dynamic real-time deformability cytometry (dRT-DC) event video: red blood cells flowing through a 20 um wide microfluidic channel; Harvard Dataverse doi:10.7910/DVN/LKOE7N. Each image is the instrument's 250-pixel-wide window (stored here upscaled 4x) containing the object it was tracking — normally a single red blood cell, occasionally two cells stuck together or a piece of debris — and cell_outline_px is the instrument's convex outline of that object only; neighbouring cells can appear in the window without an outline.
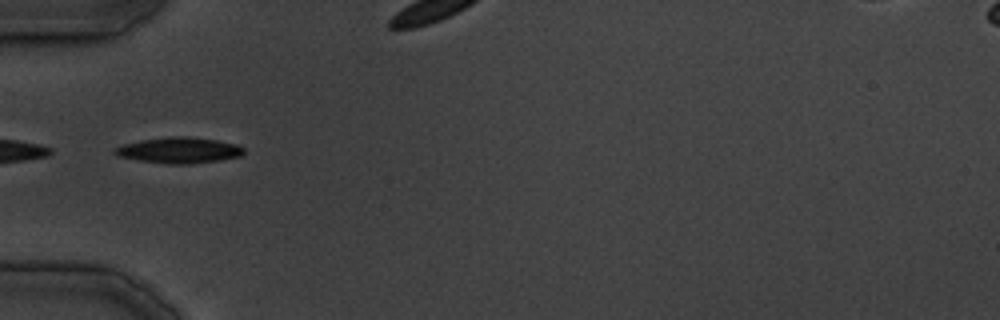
{"species": "common noctule bat (a hibernating species)", "species_latin": "Nyctalus noctula", "temperature_condition": "cold", "stored_images_in_passage": 14, "camera_frame_rate_fps": 3000, "um_per_image_px": 0.085, "animal": {"sex": "male", "body_mass_g": 19.5, "forearm_length_mm": 54.6}, "frame": {"image": 1, "passage_image": 1, "time_ms": 0.0, "image_size_px": [1000, 320], "cell_outline_px": [[244, 152], [240, 156], [220, 160], [192, 164], [168, 164], [140, 160], [116, 156], [112, 152], [112, 148], [124, 144], [140, 140], [172, 136], [184, 136], [216, 140], [236, 144], [244, 148]], "centroid_in_image_um": [15.18, 12.77], "position_along_channel_um": 69.8, "area_um2": 19.48}}